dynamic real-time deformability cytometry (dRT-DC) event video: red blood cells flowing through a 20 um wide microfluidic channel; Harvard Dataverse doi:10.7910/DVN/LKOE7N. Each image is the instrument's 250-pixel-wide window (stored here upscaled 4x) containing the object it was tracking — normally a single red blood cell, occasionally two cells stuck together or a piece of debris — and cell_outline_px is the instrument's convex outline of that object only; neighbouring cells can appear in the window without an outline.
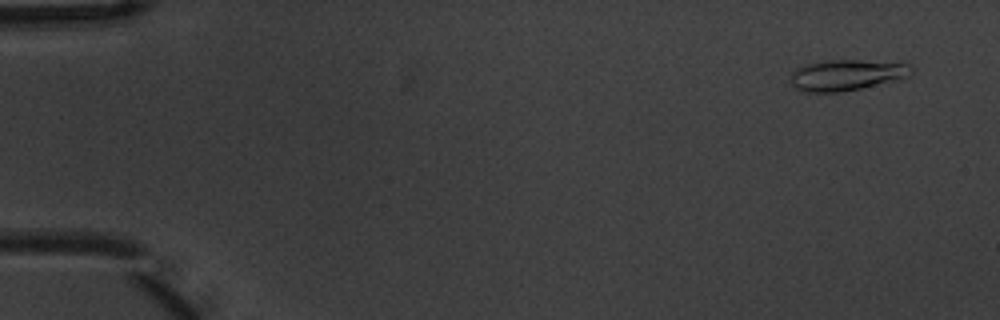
{"species": "common noctule bat (a hibernating species)", "species_latin": "Nyctalus noctula", "temperature_condition": "warm", "stored_images_in_passage": 6, "camera_frame_rate_fps": 3000, "um_per_image_px": 0.085, "animal": {"sex": "male", "body_mass_g": 20.1, "forearm_length_mm": 53.5}, "frame": {"image": 1, "passage_image": 1, "time_ms": 0.0, "image_size_px": [1000, 320], "cell_outline_px": [[916, 68], [908, 76], [860, 88], [840, 92], [804, 92], [796, 88], [792, 84], [792, 72], [796, 68], [804, 64], [828, 60], [904, 60]], "centroid_in_image_um": [72.05, 6.33], "position_along_channel_um": 12.9, "area_um2": 22.14}}
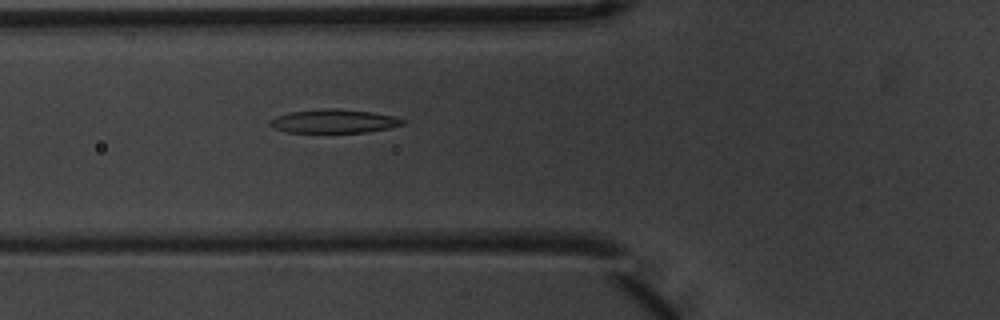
{"frame": {"image": 2, "passage_image": 6, "time_ms": 1.667, "image_size_px": [1000, 320], "cell_outline_px": [[404, 124], [388, 128], [368, 132], [288, 132], [276, 128], [268, 124], [276, 116], [288, 112], [324, 108], [336, 108], [372, 112], [392, 116], [404, 120]], "centroid_in_image_um": [28.38, 10.29], "position_along_channel_um": 97.4, "area_um2": 18.09}}